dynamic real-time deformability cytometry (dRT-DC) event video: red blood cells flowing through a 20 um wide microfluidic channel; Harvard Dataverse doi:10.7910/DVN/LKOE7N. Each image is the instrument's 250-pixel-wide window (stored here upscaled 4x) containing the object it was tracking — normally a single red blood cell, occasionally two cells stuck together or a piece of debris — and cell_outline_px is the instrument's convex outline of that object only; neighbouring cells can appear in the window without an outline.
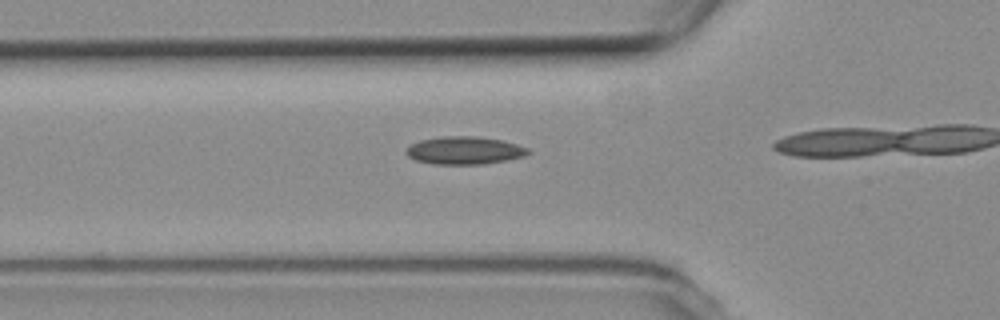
{"species": "common noctule bat (a hibernating species)", "species_latin": "Nyctalus noctula", "temperature_condition": "room temperature", "stored_images_in_passage": 27, "camera_frame_rate_fps": 3000, "um_per_image_px": 0.085, "animal": {"sex": "female", "body_mass_g": 19.3, "forearm_length_mm": 54.1}, "frame": {"image": 1, "passage_image": 14, "time_ms": 4.333, "image_size_px": [1000, 320], "cell_outline_px": [[532, 152], [524, 156], [508, 160], [484, 164], [436, 164], [416, 160], [408, 156], [404, 152], [412, 144], [420, 140], [444, 136], [476, 136], [504, 140], [528, 148]], "centroid_in_image_um": [39.52, 12.78], "position_along_channel_um": 86.3, "area_um2": 19.77}}
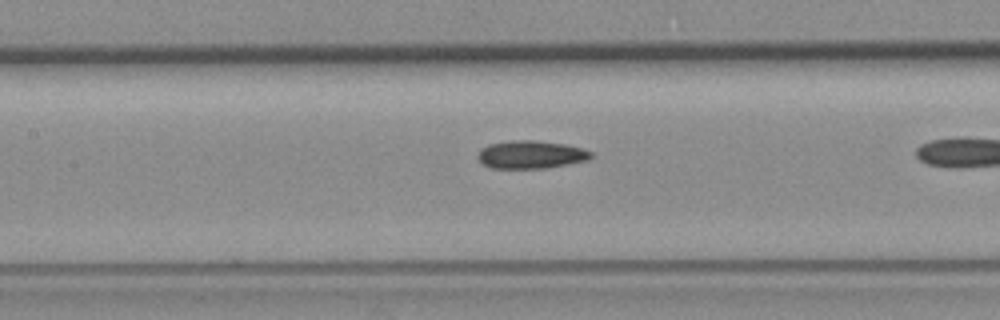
{"frame": {"image": 2, "passage_image": 20, "time_ms": 6.333, "image_size_px": [1000, 320], "cell_outline_px": [[596, 156], [588, 160], [568, 164], [544, 168], [492, 168], [484, 164], [476, 156], [480, 148], [488, 144], [512, 140], [536, 140], [564, 144], [580, 148], [592, 152]], "centroid_in_image_um": [45.13, 13.13], "position_along_channel_um": 162.3, "area_um2": 18.5}}
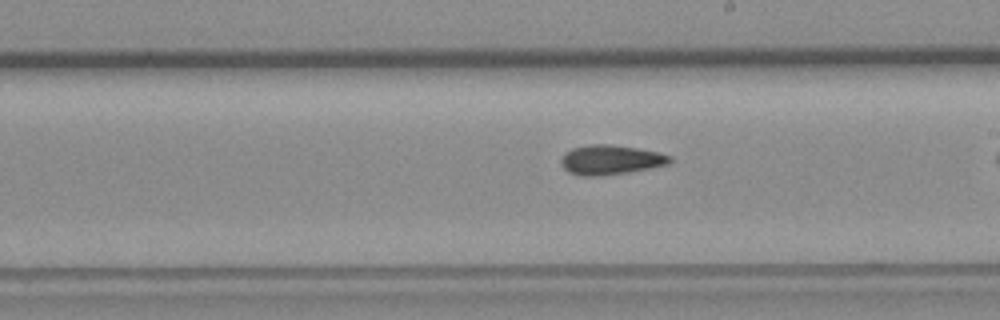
{"frame": {"image": 3, "passage_image": 26, "time_ms": 8.333, "image_size_px": [1000, 320], "cell_outline_px": [[672, 160], [668, 164], [628, 172], [596, 176], [580, 176], [568, 172], [560, 164], [560, 160], [572, 148], [588, 144], [608, 144], [636, 148], [660, 152], [672, 156]], "centroid_in_image_um": [51.9, 13.58], "position_along_channel_um": 237.1, "area_um2": 18.67}}